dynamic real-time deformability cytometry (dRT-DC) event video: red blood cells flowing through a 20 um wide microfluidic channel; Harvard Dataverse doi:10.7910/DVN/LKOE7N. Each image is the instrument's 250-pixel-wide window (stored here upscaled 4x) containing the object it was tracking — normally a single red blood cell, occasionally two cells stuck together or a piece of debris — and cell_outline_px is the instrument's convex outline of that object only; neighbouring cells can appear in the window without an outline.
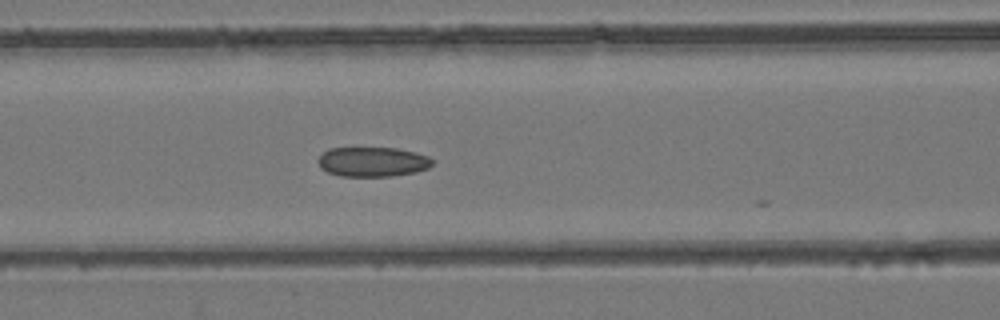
{"species": "common noctule bat (a hibernating species)", "species_latin": "Nyctalus noctula", "temperature_condition": "room temperature", "stored_images_in_passage": 13, "camera_frame_rate_fps": 3000, "um_per_image_px": 0.085, "animal": {"sex": "female", "body_mass_g": 24.6, "forearm_length_mm": 56.2}, "frame": {"image": 1, "passage_image": 12, "time_ms": 3.667, "image_size_px": [1000, 320], "cell_outline_px": [[436, 160], [428, 168], [416, 172], [392, 176], [340, 176], [328, 172], [320, 168], [316, 160], [328, 148], [396, 148], [416, 152], [428, 156]], "centroid_in_image_um": [31.68, 13.75], "position_along_channel_um": 134.9, "area_um2": 19.94}}